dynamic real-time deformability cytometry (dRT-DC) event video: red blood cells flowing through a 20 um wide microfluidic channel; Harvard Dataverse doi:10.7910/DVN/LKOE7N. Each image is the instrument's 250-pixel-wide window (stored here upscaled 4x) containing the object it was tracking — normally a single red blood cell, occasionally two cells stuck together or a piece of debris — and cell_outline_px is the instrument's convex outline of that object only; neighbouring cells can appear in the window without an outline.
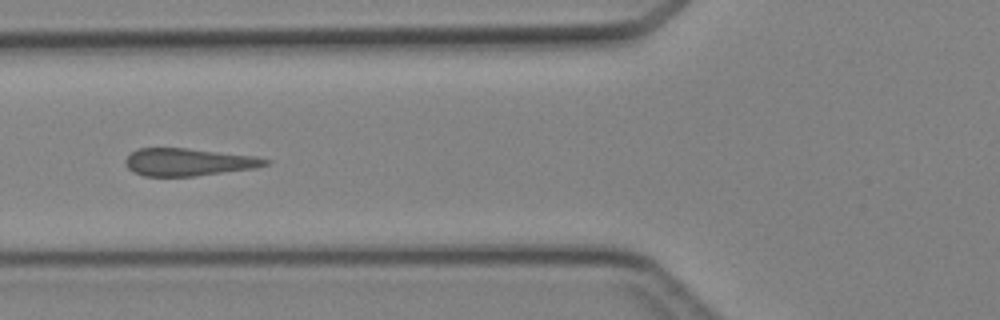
{"species": "Egyptian fruit bat (a non-hibernating species)", "species_latin": "Rousettus aegyptiacus", "temperature_condition": "cold", "stored_images_in_passage": 6, "camera_frame_rate_fps": 3000, "um_per_image_px": 0.085, "animal": {"sex": "female"}, "frame": {"image": 1, "passage_image": 6, "time_ms": 5.667, "image_size_px": [1000, 320], "cell_outline_px": [[272, 160], [268, 164], [256, 168], [196, 176], [144, 176], [132, 172], [124, 164], [124, 160], [136, 148], [184, 148], [252, 156]], "centroid_in_image_um": [15.97, 13.78], "position_along_channel_um": 109.8, "area_um2": 22.37}}